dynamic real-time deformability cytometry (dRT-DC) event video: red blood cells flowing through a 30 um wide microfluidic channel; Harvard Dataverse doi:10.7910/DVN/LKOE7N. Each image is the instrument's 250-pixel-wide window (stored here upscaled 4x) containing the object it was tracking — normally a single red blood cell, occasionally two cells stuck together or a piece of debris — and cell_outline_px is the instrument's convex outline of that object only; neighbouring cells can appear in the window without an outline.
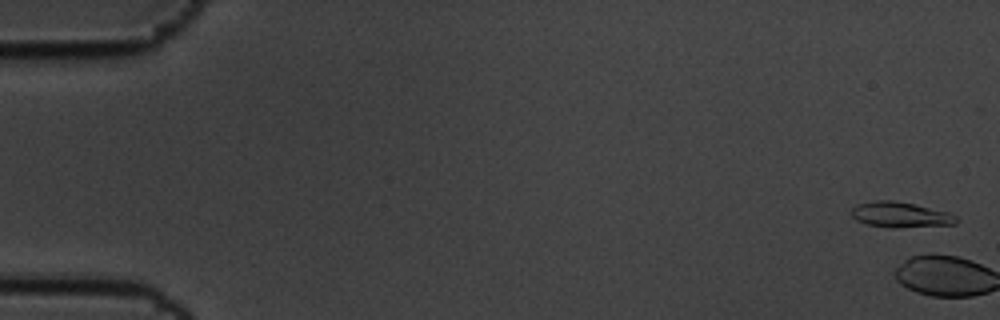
{"species": "common noctule bat (a hibernating species)", "species_latin": "Nyctalus noctula", "temperature_condition": "cold", "stored_images_in_passage": 10, "segment_of_instrument_passage": [1, 2], "camera_frame_rate_fps": 3000, "um_per_image_px": 0.085, "animal": {"sex": "male", "body_mass_g": 19.5, "forearm_length_mm": 54.6}, "frame": {"image": 1, "passage_image": 1, "time_ms": 0.0, "image_size_px": [1000, 320], "cell_outline_px": [[960, 220], [956, 224], [896, 228], [892, 228], [868, 224], [856, 220], [852, 216], [852, 208], [856, 204], [876, 200], [892, 200], [916, 204], [948, 212], [956, 216]], "centroid_in_image_um": [76.56, 18.25], "position_along_channel_um": 8.4, "area_um2": 15.66}}